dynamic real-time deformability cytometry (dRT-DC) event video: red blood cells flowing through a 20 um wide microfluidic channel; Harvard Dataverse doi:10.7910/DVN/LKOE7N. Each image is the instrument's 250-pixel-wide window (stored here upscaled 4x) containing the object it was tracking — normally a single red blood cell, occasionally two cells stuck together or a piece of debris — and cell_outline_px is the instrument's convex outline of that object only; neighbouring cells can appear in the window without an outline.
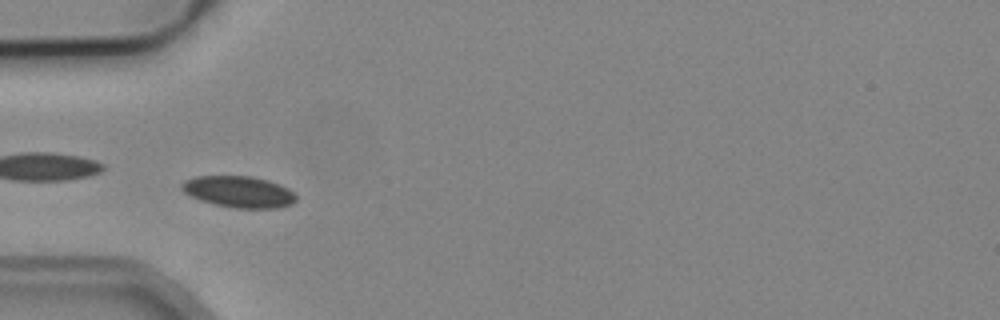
{"species": "common noctule bat (a hibernating species)", "species_latin": "Nyctalus noctula", "temperature_condition": "cold", "stored_images_in_passage": 7, "camera_frame_rate_fps": 3000, "um_per_image_px": 0.085, "animal": {"sex": "male", "body_mass_g": 19.2, "forearm_length_mm": 51.8}, "frame": {"image": 1, "passage_image": 4, "time_ms": 3.667, "image_size_px": [1000, 320], "cell_outline_px": [[296, 200], [292, 204], [276, 208], [236, 208], [216, 204], [200, 200], [184, 192], [180, 188], [180, 184], [184, 180], [196, 176], [252, 176], [268, 180], [280, 184], [288, 188], [296, 196]], "centroid_in_image_um": [20.29, 16.29], "position_along_channel_um": 64.7, "area_um2": 20.92}}
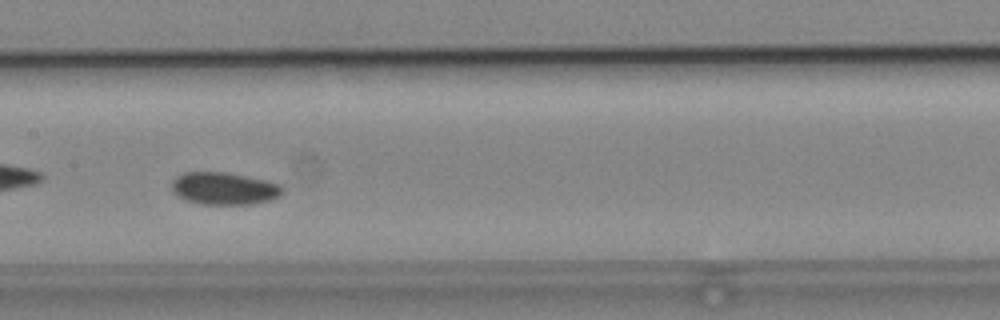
{"frame": {"image": 2, "passage_image": 7, "time_ms": 7.0, "image_size_px": [1000, 320], "cell_outline_px": [[284, 192], [280, 196], [272, 200], [248, 204], [200, 204], [188, 200], [172, 192], [172, 180], [176, 176], [184, 172], [228, 172], [264, 180], [280, 184], [284, 188]], "centroid_in_image_um": [19.07, 16.01], "position_along_channel_um": 188.3, "area_um2": 20.92}}